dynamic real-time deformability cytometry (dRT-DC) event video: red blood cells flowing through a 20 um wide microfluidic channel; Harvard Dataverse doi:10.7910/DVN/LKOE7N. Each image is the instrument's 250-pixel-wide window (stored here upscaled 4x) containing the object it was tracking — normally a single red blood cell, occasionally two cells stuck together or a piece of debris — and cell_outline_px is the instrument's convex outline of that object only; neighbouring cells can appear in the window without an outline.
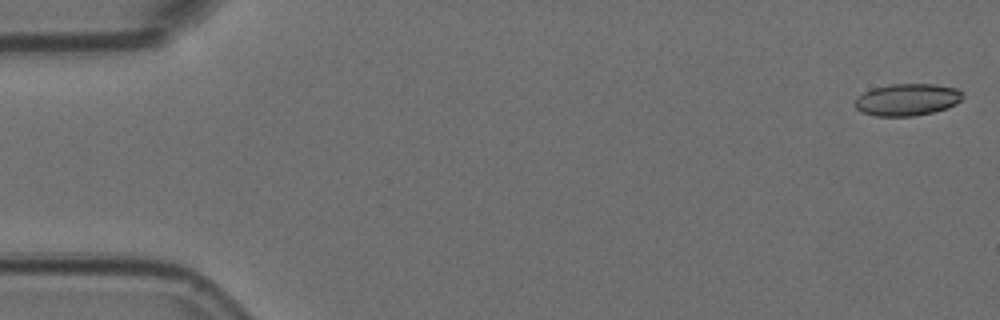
{"species": "Egyptian fruit bat (a non-hibernating species)", "species_latin": "Rousettus aegyptiacus", "temperature_condition": "room temperature", "stored_images_in_passage": 6, "camera_frame_rate_fps": 3000, "um_per_image_px": 0.085, "animal": {"sex": "female"}, "frame": {"image": 1, "passage_image": 1, "time_ms": 0.0, "image_size_px": [1000, 320], "cell_outline_px": [[964, 96], [956, 104], [932, 112], [912, 116], [876, 116], [860, 112], [856, 108], [856, 96], [872, 88], [888, 84], [936, 84], [956, 88], [964, 92]], "centroid_in_image_um": [77.1, 8.46], "position_along_channel_um": 7.9, "area_um2": 20.17}}
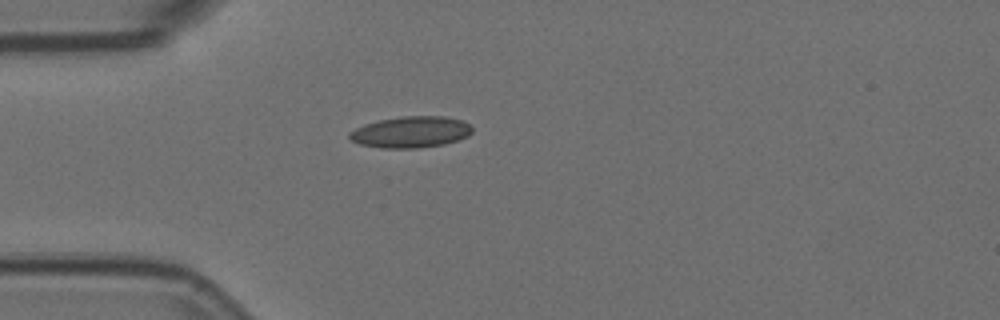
{"frame": {"image": 2, "passage_image": 5, "time_ms": 1.333, "image_size_px": [1000, 320], "cell_outline_px": [[472, 132], [468, 136], [460, 140], [444, 144], [416, 148], [380, 148], [360, 144], [352, 140], [348, 136], [348, 132], [364, 124], [380, 120], [400, 116], [444, 116], [460, 120], [468, 124], [472, 128]], "centroid_in_image_um": [34.91, 11.22], "position_along_channel_um": 50.1, "area_um2": 22.43}}